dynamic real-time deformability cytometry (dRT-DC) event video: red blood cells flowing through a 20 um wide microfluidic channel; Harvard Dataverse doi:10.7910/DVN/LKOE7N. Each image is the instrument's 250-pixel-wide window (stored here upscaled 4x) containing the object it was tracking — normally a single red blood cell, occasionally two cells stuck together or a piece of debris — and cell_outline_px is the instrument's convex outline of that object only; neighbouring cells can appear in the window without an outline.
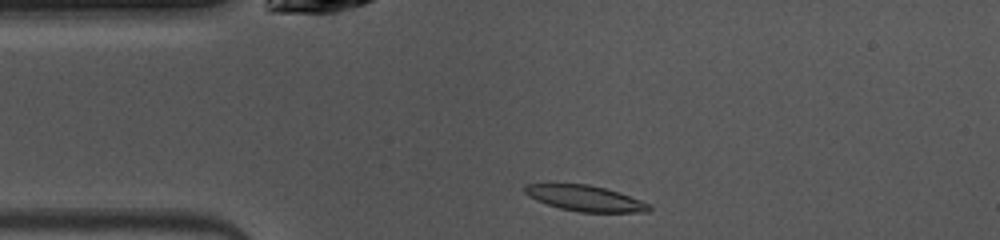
{"species": "common noctule bat (a hibernating species)", "species_latin": "Nyctalus noctula", "temperature_condition": "warm", "stored_images_in_passage": 39, "camera_frame_rate_fps": 3000, "um_per_image_px": 0.085, "animal": {"sex": "female", "body_mass_g": 10.0, "forearm_length_mm": 53.1}, "frame": {"image": 1, "passage_image": 1, "time_ms": 0.0, "image_size_px": [1000, 240], "cell_outline_px": [[652, 208], [648, 212], [580, 212], [560, 208], [536, 200], [528, 196], [524, 192], [524, 184], [588, 184], [604, 188], [652, 204]], "centroid_in_image_um": [49.74, 16.86], "position_along_channel_um": 35.3, "area_um2": 18.44}}
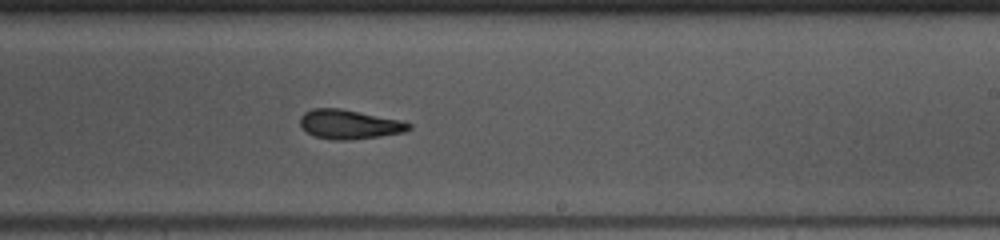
{"frame": {"image": 2, "passage_image": 19, "time_ms": 6.0, "image_size_px": [1000, 240], "cell_outline_px": [[412, 128], [404, 132], [380, 136], [344, 140], [332, 140], [316, 136], [308, 132], [300, 124], [300, 116], [304, 112], [312, 108], [340, 108], [404, 120], [412, 124]], "centroid_in_image_um": [29.73, 10.55], "position_along_channel_um": 259.3, "area_um2": 18.61}}
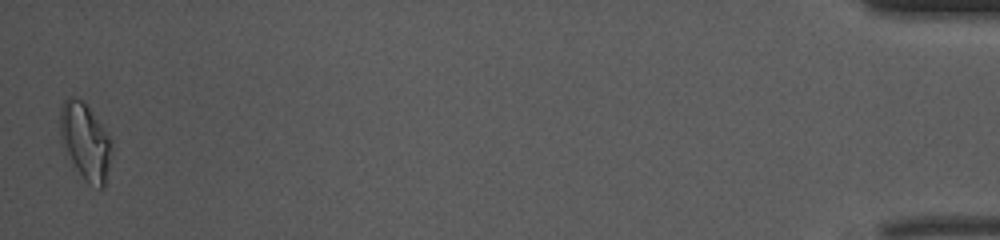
{"frame": {"image": 3, "passage_image": 39, "time_ms": 12.667, "image_size_px": [1000, 240], "cell_outline_px": [[112, 148], [104, 188], [100, 188], [88, 184], [84, 180], [60, 144], [60, 108], [64, 100], [68, 96], [72, 96], [80, 100], [88, 108], [112, 140]], "centroid_in_image_um": [7.22, 12.04], "position_along_channel_um": 428.0, "area_um2": 22.83}, "authors_computed_cell_mechanics": {"area_um2": 18.6694, "velocity_mm_per_s": 4.0551, "shape_relaxation_time_tau1_ms": 5.1344, "shape_relaxation_time_tau2_ms": 3.1581, "deformation_change_tau1": 0.184, "deformation_change_tau2": 0.1107}}